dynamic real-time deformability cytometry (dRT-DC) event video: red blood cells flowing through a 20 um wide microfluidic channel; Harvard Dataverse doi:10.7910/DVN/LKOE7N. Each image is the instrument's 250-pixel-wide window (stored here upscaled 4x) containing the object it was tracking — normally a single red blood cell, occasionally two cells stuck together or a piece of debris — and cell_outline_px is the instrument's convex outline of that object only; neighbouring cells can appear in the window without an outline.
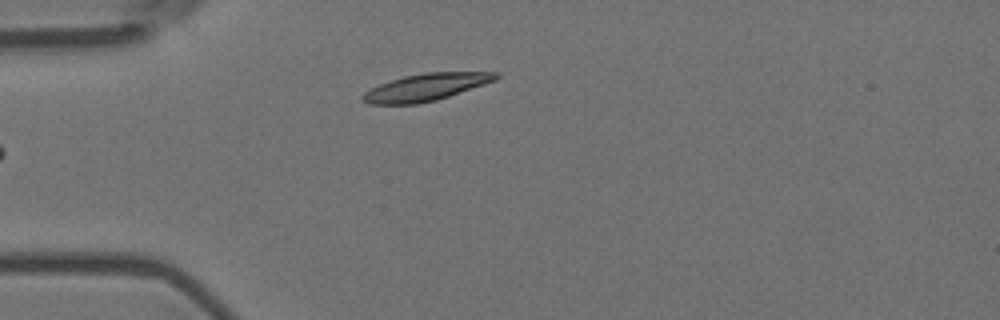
{"species": "Egyptian fruit bat (a non-hibernating species)", "species_latin": "Rousettus aegyptiacus", "temperature_condition": "room temperature", "stored_images_in_passage": 38, "camera_frame_rate_fps": 3000, "um_per_image_px": 0.085, "animal": {"sex": "female"}, "frame": {"image": 1, "passage_image": 1, "time_ms": 0.0, "image_size_px": [1000, 320], "cell_outline_px": [[500, 76], [496, 80], [436, 100], [416, 104], [368, 104], [360, 100], [360, 96], [364, 92], [380, 84], [404, 76], [424, 72], [500, 72]], "centroid_in_image_um": [36.18, 7.41], "position_along_channel_um": 48.8, "area_um2": 20.98}}
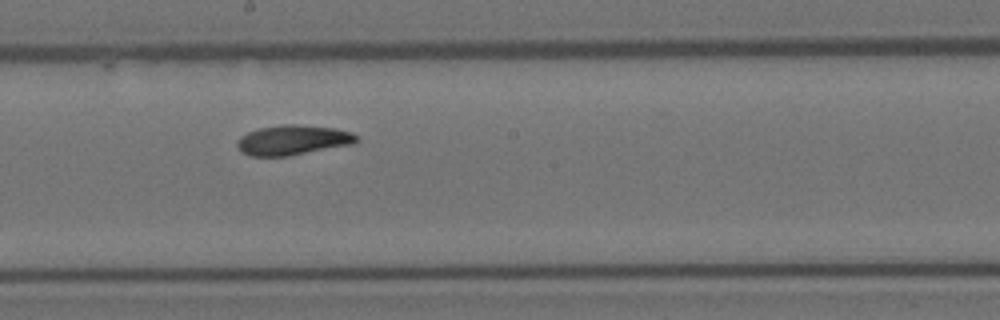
{"frame": {"image": 2, "passage_image": 17, "time_ms": 5.333, "image_size_px": [1000, 320], "cell_outline_px": [[360, 140], [352, 144], [288, 156], [248, 156], [240, 152], [236, 144], [236, 140], [240, 136], [248, 132], [260, 128], [284, 124], [292, 124], [336, 128], [352, 132], [360, 136]], "centroid_in_image_um": [24.89, 11.91], "position_along_channel_um": 223.3, "area_um2": 20.98}}
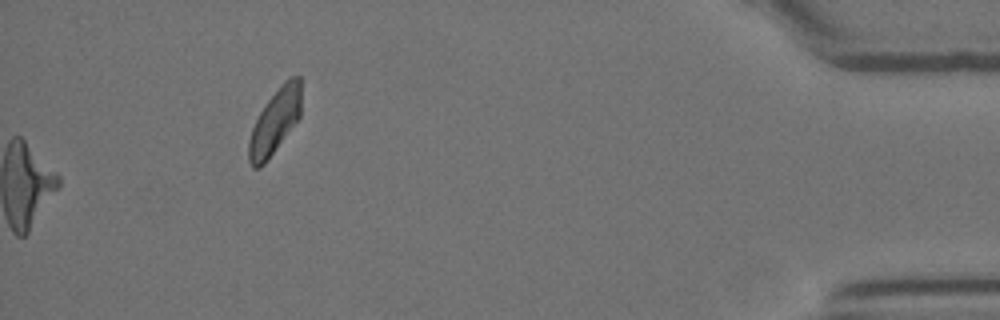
{"frame": {"image": 3, "passage_image": 38, "time_ms": 12.333, "image_size_px": [1000, 320], "cell_outline_px": [[300, 116], [264, 164], [260, 168], [252, 168], [248, 160], [248, 140], [252, 128], [260, 112], [268, 100], [280, 84], [284, 80], [292, 76], [300, 76]], "centroid_in_image_um": [23.34, 10.33], "position_along_channel_um": 411.9, "area_um2": 19.48}, "authors_computed_cell_mechanics": {"area_um2": 20.6924, "velocity_mm_per_s": 3.5412, "shape_relaxation_time_tau1_ms": 3.3702, "shape_relaxation_time_tau2_ms": 4.697, "deformation_change_tau1": 0.1258, "deformation_change_tau2": 0.0966}}